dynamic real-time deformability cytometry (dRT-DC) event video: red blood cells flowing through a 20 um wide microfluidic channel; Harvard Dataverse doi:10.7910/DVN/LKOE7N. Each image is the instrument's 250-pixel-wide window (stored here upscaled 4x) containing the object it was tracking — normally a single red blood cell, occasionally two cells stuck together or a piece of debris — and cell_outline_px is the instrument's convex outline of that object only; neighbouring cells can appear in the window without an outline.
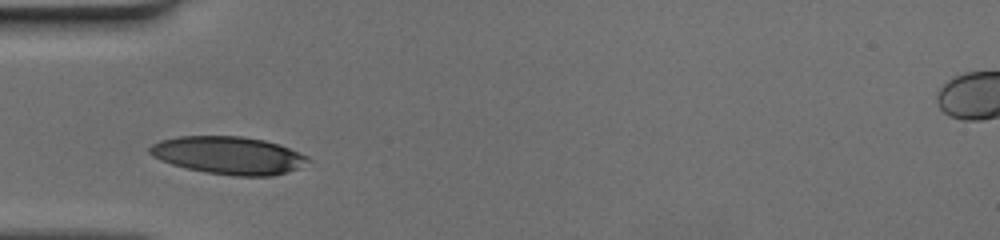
{"species": "human", "species_latin": "Homo sapiens", "temperature_condition": "cold", "stored_images_in_passage": 25, "camera_frame_rate_fps": 3000, "um_per_image_px": 0.085, "donor": {"sex": "female"}, "frame": {"image": 1, "passage_image": 1, "time_ms": 0.0, "image_size_px": [1000, 240], "cell_outline_px": [[308, 160], [296, 168], [288, 172], [272, 176], [236, 176], [204, 172], [172, 164], [148, 152], [148, 148], [152, 144], [160, 140], [176, 136], [240, 136], [264, 140], [280, 144], [308, 156]], "centroid_in_image_um": [19.42, 13.19], "position_along_channel_um": 65.6, "area_um2": 34.45}}
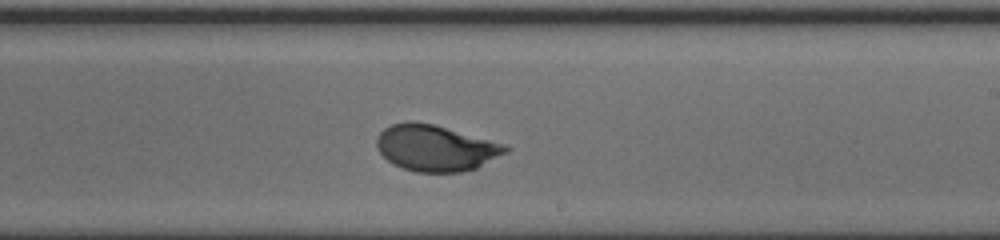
{"frame": {"image": 2, "passage_image": 15, "time_ms": 4.667, "image_size_px": [1000, 240], "cell_outline_px": [[512, 148], [508, 152], [476, 168], [460, 172], [416, 172], [392, 164], [380, 152], [376, 144], [376, 140], [380, 132], [384, 128], [392, 124], [408, 120], [412, 120], [436, 124], [504, 144]], "centroid_in_image_um": [37.03, 12.56], "position_along_channel_um": 252.0, "area_um2": 34.8}}
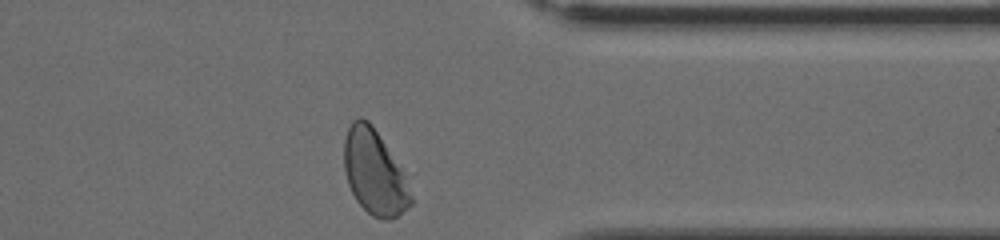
{"frame": {"image": 3, "passage_image": 25, "time_ms": 8.0, "image_size_px": [1000, 240], "cell_outline_px": [[412, 204], [408, 208], [392, 220], [384, 220], [372, 216], [356, 200], [348, 184], [344, 168], [344, 140], [348, 128], [352, 120], [360, 116], [368, 120], [372, 124], [384, 144], [400, 172], [412, 196]], "centroid_in_image_um": [31.77, 14.67], "position_along_channel_um": 379.6, "area_um2": 32.08}}